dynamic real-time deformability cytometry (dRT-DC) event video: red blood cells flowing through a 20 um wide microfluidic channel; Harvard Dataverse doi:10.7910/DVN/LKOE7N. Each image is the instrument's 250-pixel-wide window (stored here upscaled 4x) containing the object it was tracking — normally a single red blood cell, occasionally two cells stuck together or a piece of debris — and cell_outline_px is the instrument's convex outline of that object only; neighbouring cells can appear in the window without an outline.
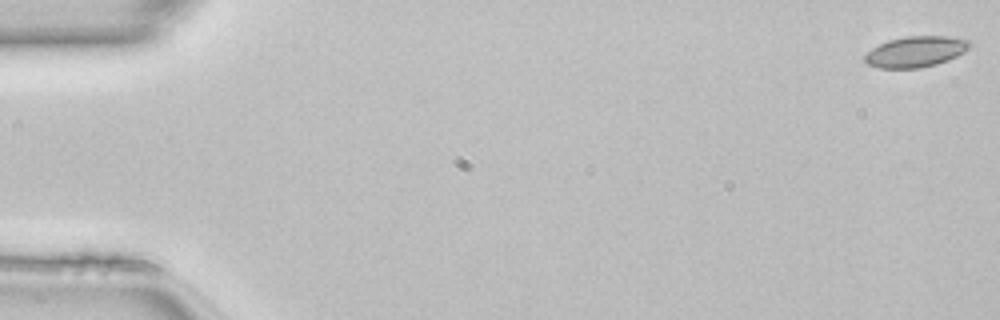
{"species": "common noctule bat (a hibernating species)", "species_latin": "Nyctalus noctula", "temperature_condition": "room temperature", "stored_images_in_passage": 50, "camera_frame_rate_fps": 3000, "um_per_image_px": 0.085, "animal": {"sex": "female", "body_mass_g": 22.7, "forearm_length_mm": 54.2}, "frame": {"image": 1, "passage_image": 1, "time_ms": 0.0, "image_size_px": [1000, 320], "cell_outline_px": [[968, 48], [964, 52], [948, 60], [936, 64], [920, 68], [880, 68], [868, 64], [864, 60], [864, 56], [872, 48], [888, 40], [908, 36], [944, 36], [968, 40]], "centroid_in_image_um": [77.8, 4.4], "position_along_channel_um": 7.2, "area_um2": 18.55}}
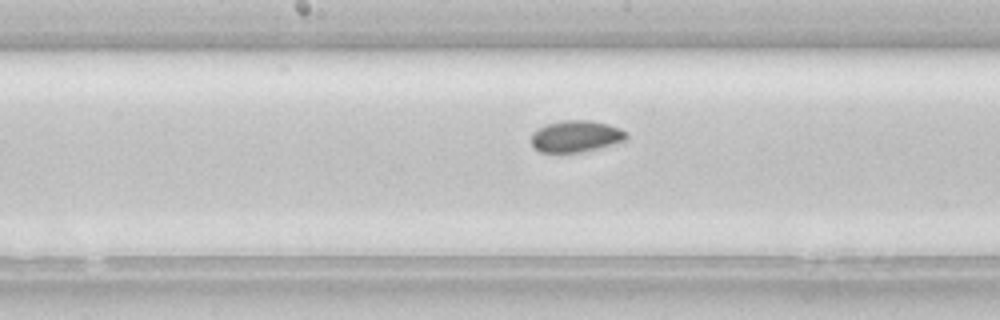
{"frame": {"image": 2, "passage_image": 26, "time_ms": 8.333, "image_size_px": [1000, 320], "cell_outline_px": [[628, 136], [624, 140], [612, 144], [580, 152], [540, 152], [532, 144], [532, 132], [536, 128], [560, 120], [588, 120], [608, 124], [620, 128]], "centroid_in_image_um": [48.92, 11.57], "position_along_channel_um": 199.3, "area_um2": 17.28}}
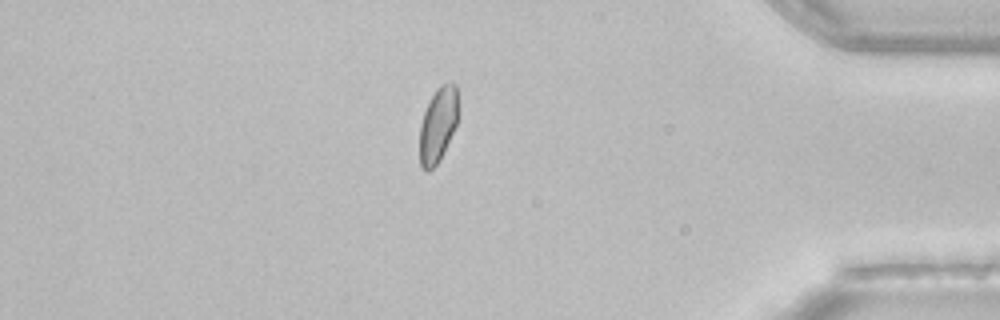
{"frame": {"image": 3, "passage_image": 43, "time_ms": 14.0, "image_size_px": [1000, 320], "cell_outline_px": [[460, 112], [456, 124], [444, 152], [440, 160], [428, 172], [424, 172], [420, 168], [420, 124], [424, 112], [436, 88], [440, 84], [452, 80], [456, 84]], "centroid_in_image_um": [37.26, 10.57], "position_along_channel_um": 397.9, "area_um2": 17.28}, "authors_computed_cell_mechanics": {"area_um2": 17.7446, "velocity_mm_per_s": 4.1255, "shape_relaxation_time_tau1_ms": 2.49, "shape_relaxation_time_tau2_ms": 1.6399, "deformation_change_tau1": 0.0556, "deformation_change_tau2": 0.0448}}